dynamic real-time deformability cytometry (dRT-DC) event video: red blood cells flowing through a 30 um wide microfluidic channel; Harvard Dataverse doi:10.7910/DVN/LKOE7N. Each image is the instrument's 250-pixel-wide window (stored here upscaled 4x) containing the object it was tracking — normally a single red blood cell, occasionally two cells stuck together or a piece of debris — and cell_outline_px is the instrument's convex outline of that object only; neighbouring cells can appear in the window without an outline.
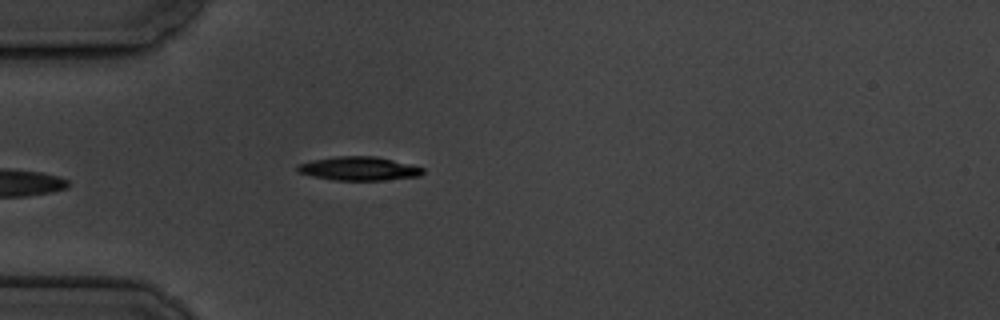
{"species": "common noctule bat (a hibernating species)", "species_latin": "Nyctalus noctula", "temperature_condition": "cold", "stored_images_in_passage": 5, "camera_frame_rate_fps": 3000, "um_per_image_px": 0.085, "animal": {"sex": "male", "body_mass_g": 19.5, "forearm_length_mm": 54.6}, "frame": {"image": 1, "passage_image": 5, "time_ms": 4.667, "image_size_px": [1000, 320], "cell_outline_px": [[424, 172], [420, 176], [384, 180], [336, 180], [312, 176], [296, 172], [296, 164], [312, 160], [336, 156], [376, 156], [424, 168]], "centroid_in_image_um": [30.46, 14.33], "position_along_channel_um": 54.5, "area_um2": 17.34}}